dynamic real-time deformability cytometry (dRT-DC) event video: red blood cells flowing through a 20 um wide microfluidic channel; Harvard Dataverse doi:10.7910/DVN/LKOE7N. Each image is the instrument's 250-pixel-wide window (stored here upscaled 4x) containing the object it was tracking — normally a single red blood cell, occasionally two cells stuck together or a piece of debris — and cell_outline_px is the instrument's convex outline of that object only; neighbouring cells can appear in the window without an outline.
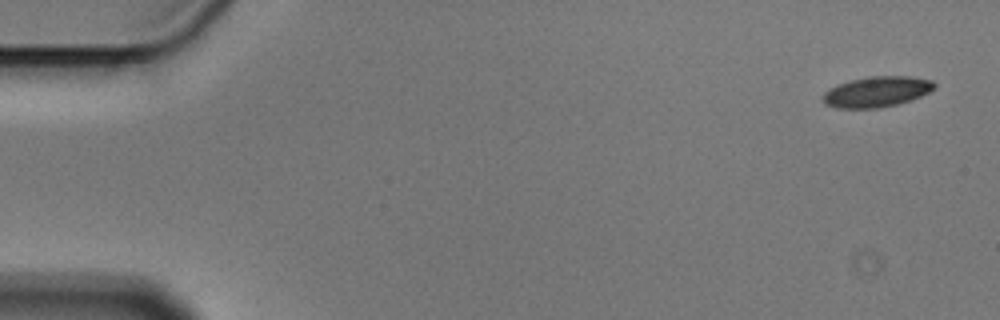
{"species": "Egyptian fruit bat (a non-hibernating species)", "species_latin": "Rousettus aegyptiacus", "temperature_condition": "cold", "stored_images_in_passage": 5, "camera_frame_rate_fps": 3000, "um_per_image_px": 0.085, "animal": {"sex": "male"}, "frame": {"image": 1, "passage_image": 1, "time_ms": 0.0, "image_size_px": [1000, 320], "cell_outline_px": [[936, 88], [912, 100], [880, 108], [836, 108], [824, 104], [820, 100], [820, 96], [828, 88], [836, 84], [852, 80], [872, 76], [908, 76], [932, 80], [936, 84]], "centroid_in_image_um": [74.47, 7.8], "position_along_channel_um": 10.5, "area_um2": 20.11}}
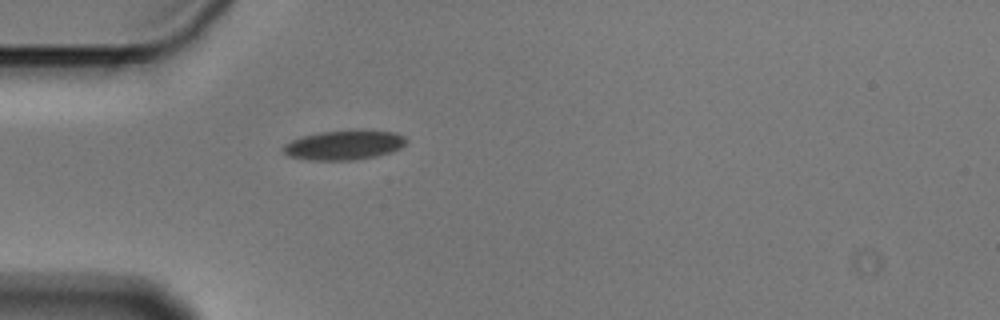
{"frame": {"image": 2, "passage_image": 5, "time_ms": 1.333, "image_size_px": [1000, 320], "cell_outline_px": [[408, 140], [400, 148], [392, 152], [376, 156], [352, 160], [308, 160], [288, 156], [284, 152], [284, 144], [300, 136], [320, 132], [360, 128], [364, 128], [396, 132], [404, 136]], "centroid_in_image_um": [29.29, 12.29], "position_along_channel_um": 55.7, "area_um2": 21.73}}